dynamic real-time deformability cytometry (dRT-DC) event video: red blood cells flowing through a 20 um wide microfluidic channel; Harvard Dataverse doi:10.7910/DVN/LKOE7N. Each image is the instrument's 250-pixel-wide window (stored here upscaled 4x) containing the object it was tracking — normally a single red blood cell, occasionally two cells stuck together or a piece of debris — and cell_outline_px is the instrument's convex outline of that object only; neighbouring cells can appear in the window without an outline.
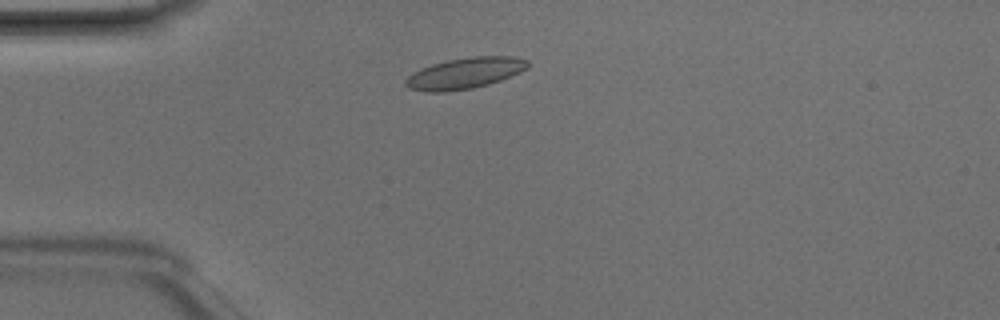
{"species": "Egyptian fruit bat (a non-hibernating species)", "species_latin": "Rousettus aegyptiacus", "temperature_condition": "room temperature", "stored_images_in_passage": 42, "camera_frame_rate_fps": 3000, "um_per_image_px": 0.085, "animal": {"sex": "male"}, "frame": {"image": 1, "passage_image": 6, "time_ms": 1.667, "image_size_px": [1000, 320], "cell_outline_px": [[532, 64], [528, 68], [520, 72], [500, 80], [488, 84], [472, 88], [444, 92], [424, 92], [408, 88], [404, 84], [404, 80], [408, 76], [420, 68], [432, 64], [448, 60], [472, 56], [516, 56], [528, 60]], "centroid_in_image_um": [39.52, 6.22], "position_along_channel_um": 45.5, "area_um2": 22.31}}
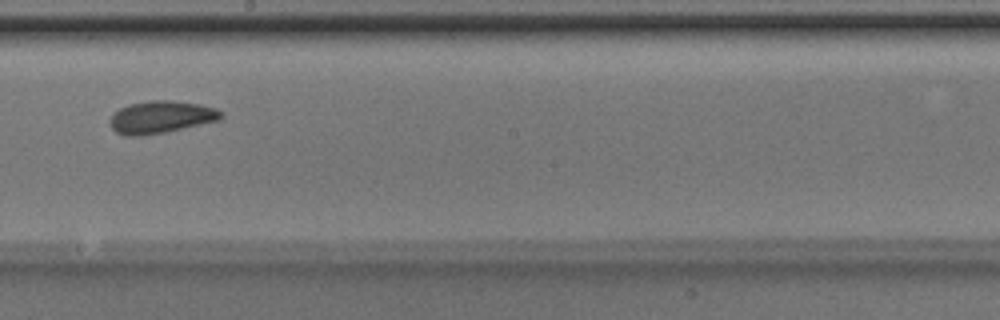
{"frame": {"image": 2, "passage_image": 21, "time_ms": 6.667, "image_size_px": [1000, 320], "cell_outline_px": [[224, 116], [220, 120], [164, 132], [144, 136], [124, 136], [116, 132], [112, 128], [108, 120], [112, 112], [128, 104], [148, 100], [172, 100], [200, 104], [216, 108], [224, 112]], "centroid_in_image_um": [13.66, 9.94], "position_along_channel_um": 234.5, "area_um2": 21.33}}
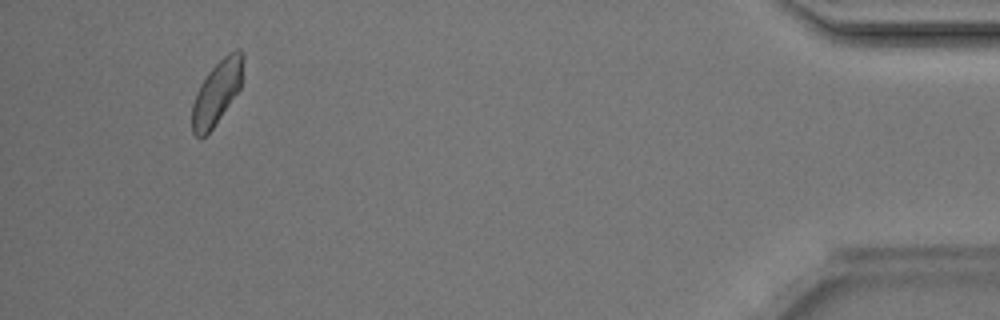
{"frame": {"image": 3, "passage_image": 39, "time_ms": 12.667, "image_size_px": [1000, 320], "cell_outline_px": [[244, 56], [240, 88], [212, 128], [200, 140], [192, 132], [192, 104], [196, 92], [200, 84], [208, 72], [228, 52], [236, 48], [240, 48], [244, 52]], "centroid_in_image_um": [18.43, 7.82], "position_along_channel_um": 416.8, "area_um2": 18.84}, "authors_computed_cell_mechanics": {"area_um2": 20.23, "velocity_mm_per_s": 4.1817, "shape_relaxation_time_tau1_ms": 3.7042, "shape_relaxation_time_tau2_ms": 2.4612, "deformation_change_tau1": 0.0811, "deformation_change_tau2": 0.0496}}